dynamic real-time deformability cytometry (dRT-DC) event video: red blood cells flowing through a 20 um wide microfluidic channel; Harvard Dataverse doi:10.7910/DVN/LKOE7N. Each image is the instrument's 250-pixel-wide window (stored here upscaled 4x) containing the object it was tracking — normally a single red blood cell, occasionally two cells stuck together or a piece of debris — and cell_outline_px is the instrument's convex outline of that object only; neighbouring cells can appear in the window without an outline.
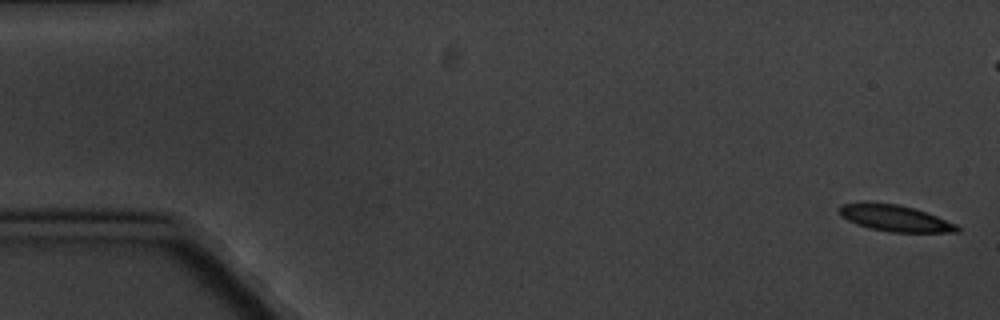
{"species": "common noctule bat (a hibernating species)", "species_latin": "Nyctalus noctula", "temperature_condition": "cold", "stored_images_in_passage": 10, "camera_frame_rate_fps": 3000, "um_per_image_px": 0.085, "animal": {"sex": "male", "body_mass_g": 20.1, "forearm_length_mm": 53.5}, "frame": {"image": 1, "passage_image": 1, "time_ms": 0.0, "image_size_px": [1000, 320], "cell_outline_px": [[960, 232], [892, 232], [868, 228], [856, 224], [840, 216], [840, 204], [860, 200], [868, 200], [896, 204], [912, 208], [936, 216], [956, 224], [960, 228]], "centroid_in_image_um": [75.98, 18.51], "position_along_channel_um": 9.0, "area_um2": 18.38}}